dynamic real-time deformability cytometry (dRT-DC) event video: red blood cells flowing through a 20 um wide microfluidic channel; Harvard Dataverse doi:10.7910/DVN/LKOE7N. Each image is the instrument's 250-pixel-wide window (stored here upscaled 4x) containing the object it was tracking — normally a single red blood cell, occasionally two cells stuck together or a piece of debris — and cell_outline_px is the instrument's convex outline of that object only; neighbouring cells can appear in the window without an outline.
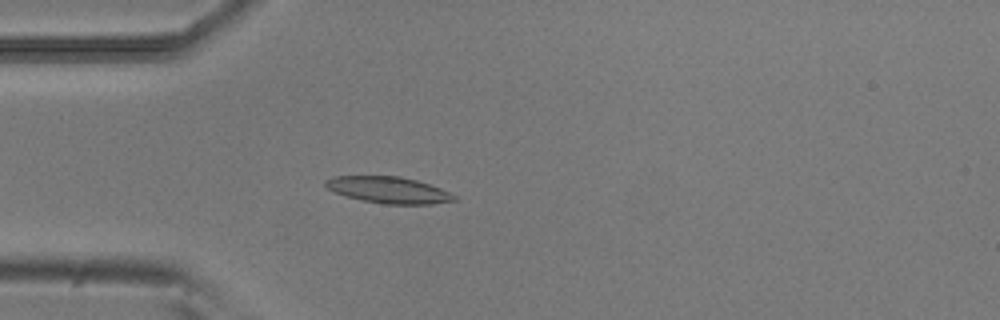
{"species": "common noctule bat (a hibernating species)", "species_latin": "Nyctalus noctula", "temperature_condition": "room temperature", "stored_images_in_passage": 52, "camera_frame_rate_fps": 3000, "um_per_image_px": 0.085, "animal": {"sex": "male", "body_mass_g": 20.5, "forearm_length_mm": 52.5}, "frame": {"image": 1, "passage_image": 14, "time_ms": 4.333, "image_size_px": [1000, 320], "cell_outline_px": [[460, 200], [432, 204], [384, 204], [364, 200], [348, 196], [336, 192], [328, 188], [324, 184], [324, 180], [332, 176], [400, 176], [416, 180], [440, 188], [456, 196]], "centroid_in_image_um": [33.05, 16.14], "position_along_channel_um": 51.9, "area_um2": 19.71}}
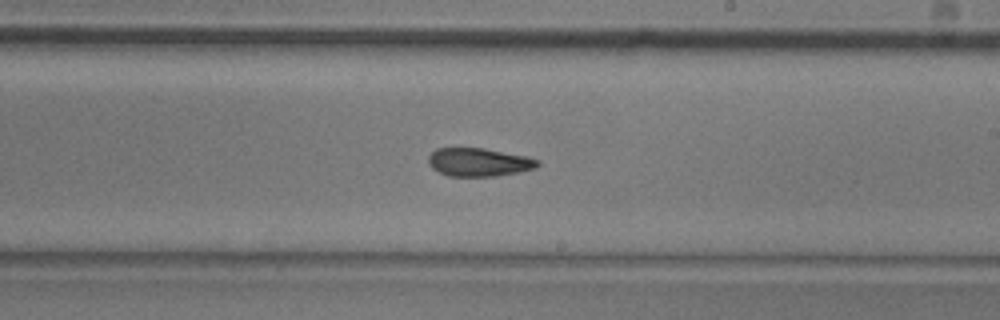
{"frame": {"image": 2, "passage_image": 30, "time_ms": 9.667, "image_size_px": [1000, 320], "cell_outline_px": [[540, 164], [536, 168], [520, 172], [496, 176], [448, 176], [432, 168], [428, 164], [428, 156], [436, 148], [484, 148], [528, 156], [540, 160]], "centroid_in_image_um": [40.73, 13.78], "position_along_channel_um": 248.3, "area_um2": 18.21}}
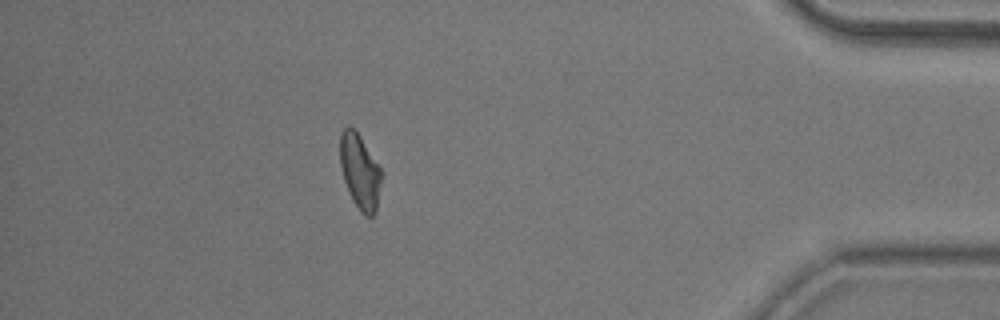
{"frame": {"image": 3, "passage_image": 46, "time_ms": 15.0, "image_size_px": [1000, 320], "cell_outline_px": [[380, 180], [376, 212], [372, 216], [364, 216], [360, 212], [352, 200], [344, 180], [340, 164], [340, 132], [348, 124], [360, 136], [380, 168]], "centroid_in_image_um": [30.56, 14.59], "position_along_channel_um": 404.6, "area_um2": 17.74}, "authors_computed_cell_mechanics": {"area_um2": 18.6405, "velocity_mm_per_s": 3.8051, "shape_relaxation_time_tau1_ms": 9.4442, "shape_relaxation_time_tau2_ms": 3.2457, "deformation_change_tau1": 0.218, "deformation_change_tau2": 0.1056}}